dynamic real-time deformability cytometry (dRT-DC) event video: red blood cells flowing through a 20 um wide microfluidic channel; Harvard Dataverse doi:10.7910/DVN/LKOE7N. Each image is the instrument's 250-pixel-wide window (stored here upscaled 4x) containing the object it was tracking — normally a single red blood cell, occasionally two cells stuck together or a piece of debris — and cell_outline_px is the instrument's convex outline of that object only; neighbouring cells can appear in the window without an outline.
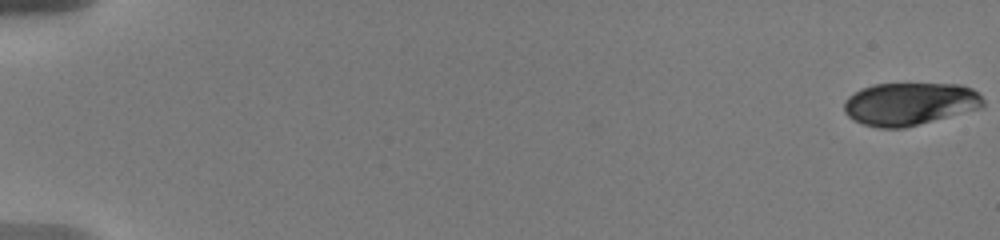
{"species": "human", "species_latin": "Homo sapiens", "temperature_condition": "warm", "stored_images_in_passage": 27, "camera_frame_rate_fps": 3000, "um_per_image_px": 0.085, "donor": {"sex": "male"}, "frame": {"image": 1, "passage_image": 1, "time_ms": 0.0, "image_size_px": [1000, 240], "cell_outline_px": [[984, 104], [980, 108], [904, 128], [880, 128], [864, 124], [848, 116], [844, 112], [844, 100], [848, 96], [860, 88], [872, 84], [960, 84], [972, 88], [984, 100]], "centroid_in_image_um": [77.29, 8.82], "position_along_channel_um": 7.7, "area_um2": 34.51}}
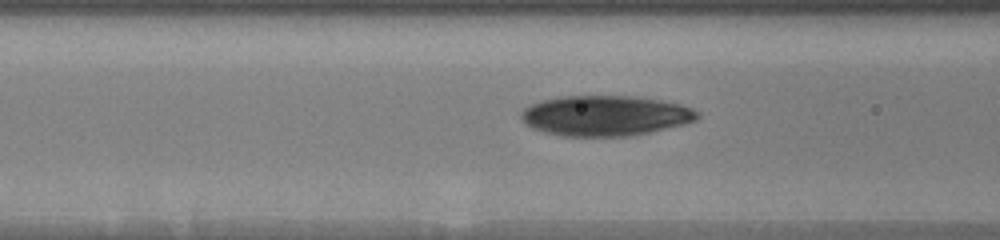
{"frame": {"image": 2, "passage_image": 24, "time_ms": 8.0, "image_size_px": [1000, 240], "cell_outline_px": [[700, 116], [696, 120], [684, 124], [648, 132], [628, 136], [560, 136], [544, 132], [532, 128], [520, 116], [520, 112], [524, 108], [532, 104], [544, 100], [560, 96], [636, 96], [660, 100], [680, 104], [692, 108], [700, 112]], "centroid_in_image_um": [51.46, 9.83], "position_along_channel_um": 115.1, "area_um2": 41.33}}
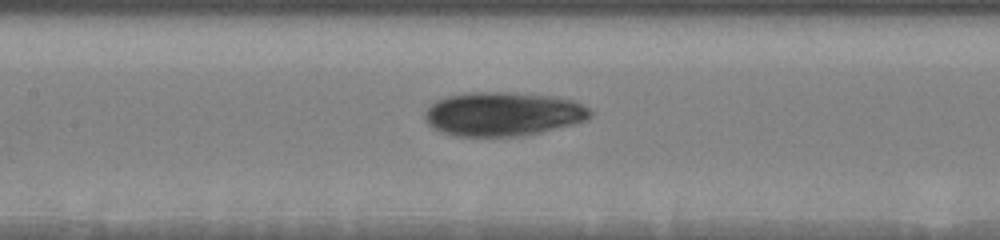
{"frame": {"image": 3, "passage_image": 27, "time_ms": 9.333, "image_size_px": [1000, 240], "cell_outline_px": [[592, 116], [588, 120], [540, 132], [516, 136], [456, 136], [440, 132], [432, 128], [424, 120], [424, 112], [436, 100], [448, 96], [468, 92], [512, 92], [556, 96], [576, 100], [588, 108], [592, 112]], "centroid_in_image_um": [42.76, 9.68], "position_along_channel_um": 164.6, "area_um2": 42.71}}